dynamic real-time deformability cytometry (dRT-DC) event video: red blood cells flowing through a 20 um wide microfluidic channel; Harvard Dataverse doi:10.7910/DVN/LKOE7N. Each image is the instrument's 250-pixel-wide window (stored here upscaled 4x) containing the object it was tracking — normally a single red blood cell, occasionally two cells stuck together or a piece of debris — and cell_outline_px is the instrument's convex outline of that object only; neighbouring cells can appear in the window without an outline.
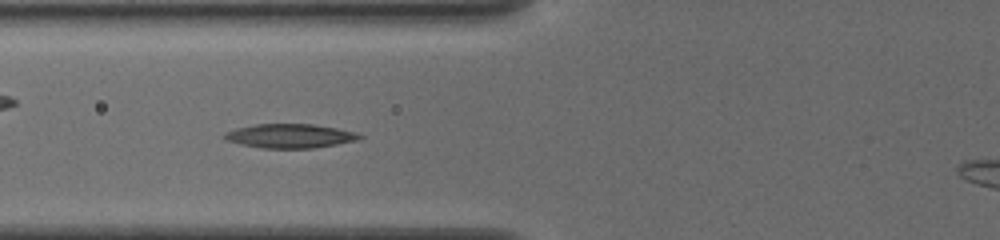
{"species": "common noctule bat (a hibernating species)", "species_latin": "Nyctalus noctula", "temperature_condition": "cold", "stored_images_in_passage": 51, "camera_frame_rate_fps": 3000, "um_per_image_px": 0.085, "animal": {"sex": "female", "body_mass_g": 19.5, "forearm_length_mm": 54.1}, "frame": {"image": 1, "passage_image": 21, "time_ms": 6.667, "image_size_px": [1000, 240], "cell_outline_px": [[364, 136], [356, 140], [336, 144], [312, 148], [260, 148], [240, 144], [224, 140], [224, 132], [236, 128], [256, 124], [312, 124], [336, 128], [356, 132]], "centroid_in_image_um": [24.6, 11.55], "position_along_channel_um": 101.2, "area_um2": 18.9}}
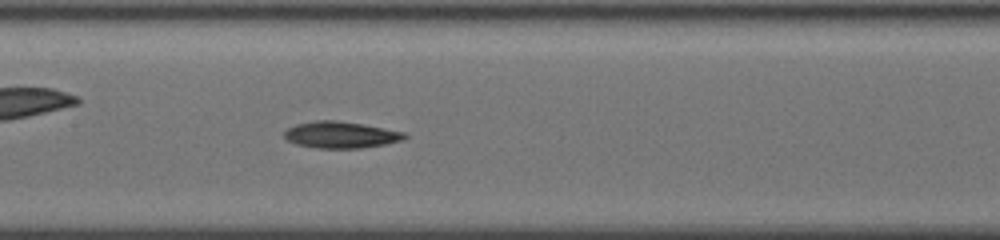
{"frame": {"image": 2, "passage_image": 27, "time_ms": 8.667, "image_size_px": [1000, 240], "cell_outline_px": [[408, 136], [404, 140], [384, 144], [360, 148], [316, 148], [296, 144], [288, 140], [284, 136], [284, 132], [288, 128], [296, 124], [316, 120], [332, 120], [360, 124], [408, 132]], "centroid_in_image_um": [28.99, 11.46], "position_along_channel_um": 178.4, "area_um2": 18.55}}
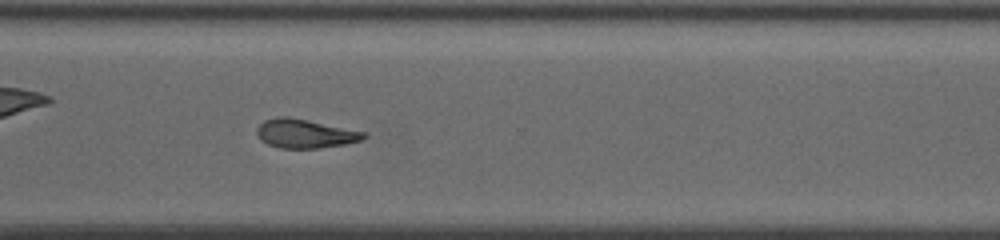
{"frame": {"image": 3, "passage_image": 40, "time_ms": 13.0, "image_size_px": [1000, 240], "cell_outline_px": [[368, 136], [364, 140], [344, 144], [320, 148], [280, 148], [268, 144], [256, 132], [256, 128], [264, 120], [280, 116], [288, 116], [308, 120], [364, 132]], "centroid_in_image_um": [25.94, 11.35], "position_along_channel_um": 344.7, "area_um2": 17.8}}